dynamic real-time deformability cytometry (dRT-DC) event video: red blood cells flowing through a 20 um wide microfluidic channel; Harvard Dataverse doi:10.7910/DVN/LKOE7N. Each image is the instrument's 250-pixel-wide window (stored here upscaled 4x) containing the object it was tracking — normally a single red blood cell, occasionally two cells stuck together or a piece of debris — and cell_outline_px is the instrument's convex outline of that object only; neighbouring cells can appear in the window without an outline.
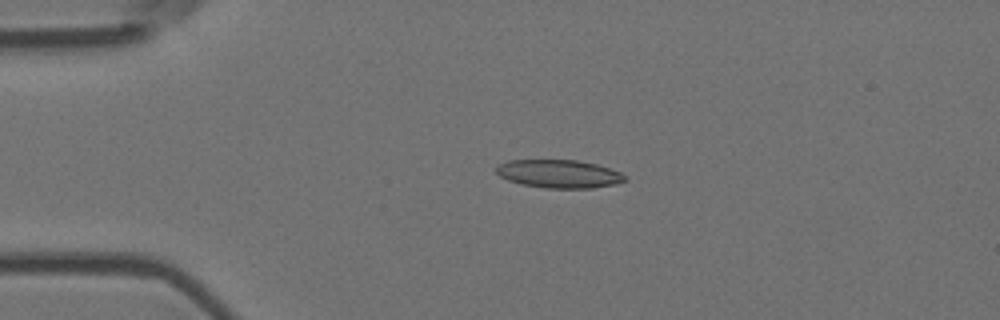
{"species": "Egyptian fruit bat (a non-hibernating species)", "species_latin": "Rousettus aegyptiacus", "temperature_condition": "room temperature", "stored_images_in_passage": 3, "camera_frame_rate_fps": 3000, "um_per_image_px": 0.085, "animal": {"sex": "female"}, "frame": {"image": 1, "passage_image": 2, "time_ms": 0.333, "image_size_px": [1000, 320], "cell_outline_px": [[628, 180], [616, 184], [592, 188], [544, 188], [520, 184], [508, 180], [500, 176], [496, 172], [496, 168], [500, 164], [508, 160], [576, 160], [596, 164], [620, 172]], "centroid_in_image_um": [47.51, 14.78], "position_along_channel_um": 37.5, "area_um2": 21.1}}